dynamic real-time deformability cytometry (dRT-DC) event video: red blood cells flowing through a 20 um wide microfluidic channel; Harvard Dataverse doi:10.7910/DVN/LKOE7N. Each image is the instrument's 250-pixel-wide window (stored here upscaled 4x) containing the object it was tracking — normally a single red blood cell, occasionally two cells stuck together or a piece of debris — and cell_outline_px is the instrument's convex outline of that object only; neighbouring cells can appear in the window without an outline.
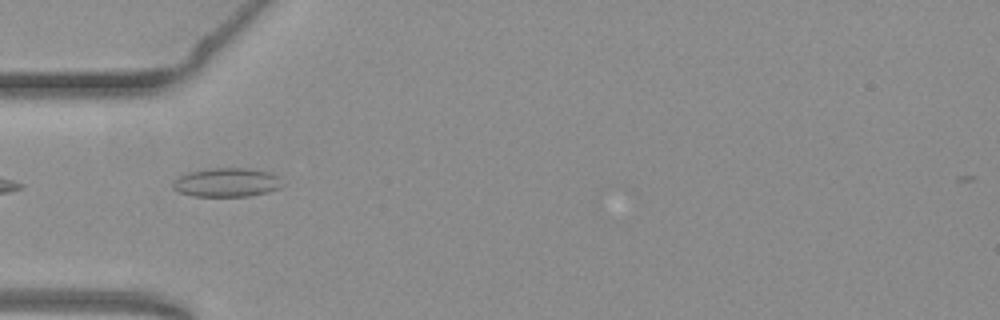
{"species": "common noctule bat (a hibernating species)", "species_latin": "Nyctalus noctula", "temperature_condition": "warm", "stored_images_in_passage": 10, "camera_frame_rate_fps": 3000, "um_per_image_px": 0.085, "animal": {"sex": "female", "body_mass_g": 19.3, "forearm_length_mm": 54.1}, "frame": {"image": 1, "passage_image": 1, "time_ms": 0.0, "image_size_px": [1000, 320], "cell_outline_px": [[284, 184], [280, 188], [268, 192], [248, 196], [192, 196], [180, 192], [172, 188], [172, 180], [188, 172], [208, 168], [248, 168], [272, 172]], "centroid_in_image_um": [19.26, 15.5], "position_along_channel_um": 65.7, "area_um2": 18.61}}
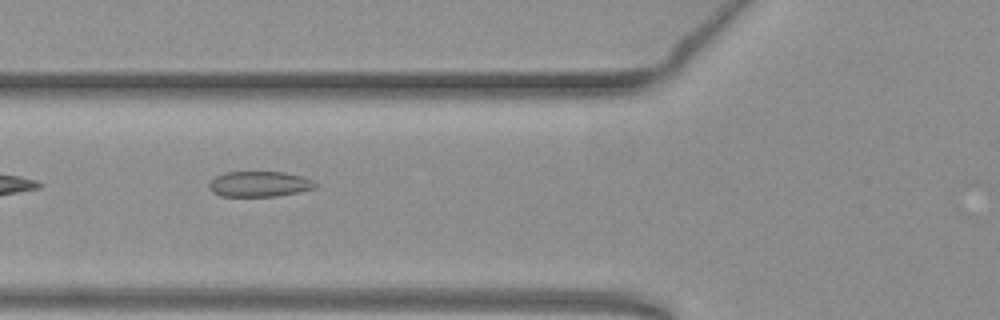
{"frame": {"image": 2, "passage_image": 4, "time_ms": 1.0, "image_size_px": [1000, 320], "cell_outline_px": [[320, 184], [316, 188], [300, 192], [276, 196], [220, 196], [212, 192], [208, 188], [208, 184], [216, 176], [224, 172], [284, 172], [300, 176], [312, 180]], "centroid_in_image_um": [22.06, 15.65], "position_along_channel_um": 103.7, "area_um2": 15.9}}
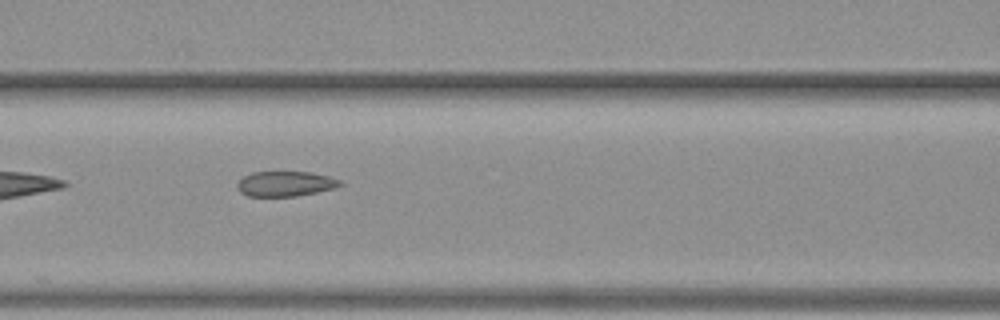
{"frame": {"image": 3, "passage_image": 7, "time_ms": 2.0, "image_size_px": [1000, 320], "cell_outline_px": [[344, 184], [336, 188], [296, 196], [248, 196], [240, 192], [236, 188], [236, 184], [244, 176], [252, 172], [312, 172], [328, 176], [340, 180]], "centroid_in_image_um": [24.26, 15.62], "position_along_channel_um": 142.3, "area_um2": 15.09}}